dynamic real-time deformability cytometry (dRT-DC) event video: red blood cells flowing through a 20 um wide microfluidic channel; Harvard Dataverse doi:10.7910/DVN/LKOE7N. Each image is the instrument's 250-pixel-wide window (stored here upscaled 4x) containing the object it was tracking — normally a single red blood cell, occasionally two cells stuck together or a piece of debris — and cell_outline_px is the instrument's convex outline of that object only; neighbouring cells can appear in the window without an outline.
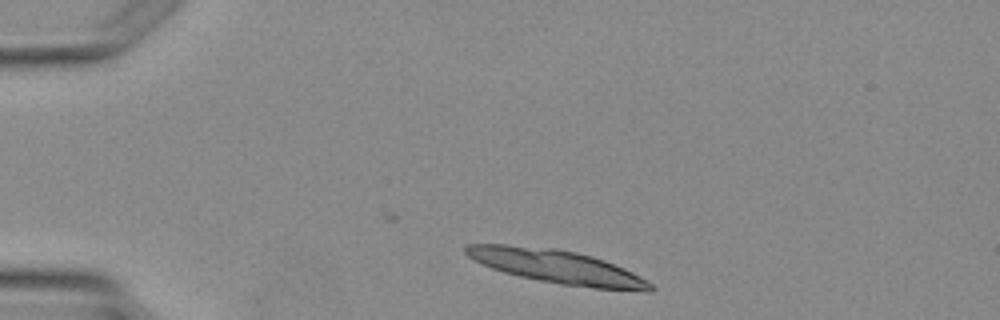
{"species": "Egyptian fruit bat (a non-hibernating species)", "species_latin": "Rousettus aegyptiacus", "temperature_condition": "warm", "stored_images_in_passage": 6, "camera_frame_rate_fps": 3000, "um_per_image_px": 0.085, "animal": {"sex": "female"}, "frame": {"image": 1, "passage_image": 5, "time_ms": 4.667, "image_size_px": [1000, 320], "cell_outline_px": [[656, 288], [652, 292], [644, 292], [592, 288], [560, 284], [520, 276], [504, 272], [492, 268], [468, 256], [464, 252], [464, 248], [468, 244], [508, 244], [552, 248], [576, 252], [592, 256], [604, 260], [624, 268], [640, 276], [652, 284]], "centroid_in_image_um": [47.41, 22.68], "position_along_channel_um": 37.6, "area_um2": 36.07}}